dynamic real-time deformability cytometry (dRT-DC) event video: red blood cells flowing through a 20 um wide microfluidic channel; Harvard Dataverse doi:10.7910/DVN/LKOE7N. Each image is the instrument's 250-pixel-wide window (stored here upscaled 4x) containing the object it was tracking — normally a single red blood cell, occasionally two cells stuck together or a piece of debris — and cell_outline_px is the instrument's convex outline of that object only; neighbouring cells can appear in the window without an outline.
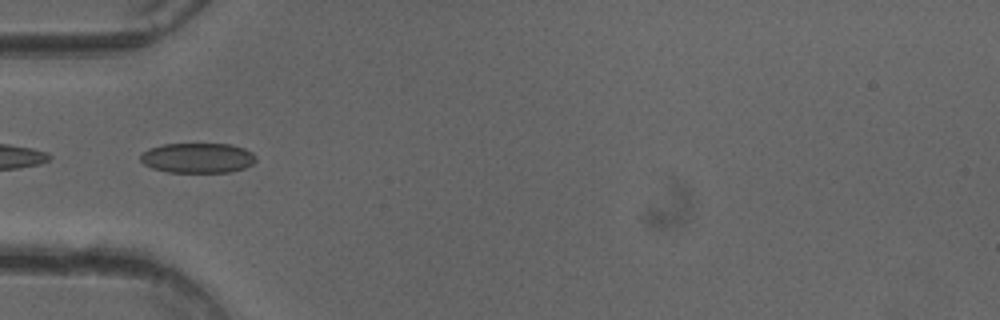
{"species": "common noctule bat (a hibernating species)", "species_latin": "Nyctalus noctula", "temperature_condition": "cold", "stored_images_in_passage": 50, "camera_frame_rate_fps": 3000, "um_per_image_px": 0.085, "animal": {"sex": "female"}, "frame": {"image": 1, "passage_image": 16, "time_ms": 5.0, "image_size_px": [1000, 320], "cell_outline_px": [[256, 160], [252, 164], [244, 168], [232, 172], [168, 172], [152, 168], [144, 164], [140, 160], [140, 156], [148, 148], [164, 144], [232, 144], [244, 148], [252, 152], [256, 156]], "centroid_in_image_um": [16.82, 13.42], "position_along_channel_um": 68.2, "area_um2": 20.29}}
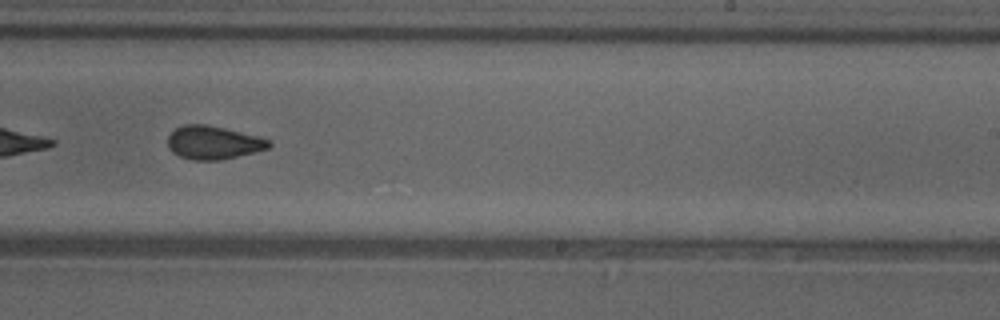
{"frame": {"image": 2, "passage_image": 31, "time_ms": 10.0, "image_size_px": [1000, 320], "cell_outline_px": [[272, 144], [268, 148], [220, 160], [192, 160], [180, 156], [172, 152], [168, 148], [168, 136], [176, 128], [184, 124], [204, 124], [224, 128], [256, 136], [268, 140]], "centroid_in_image_um": [18.07, 12.12], "position_along_channel_um": 270.9, "area_um2": 19.31}}
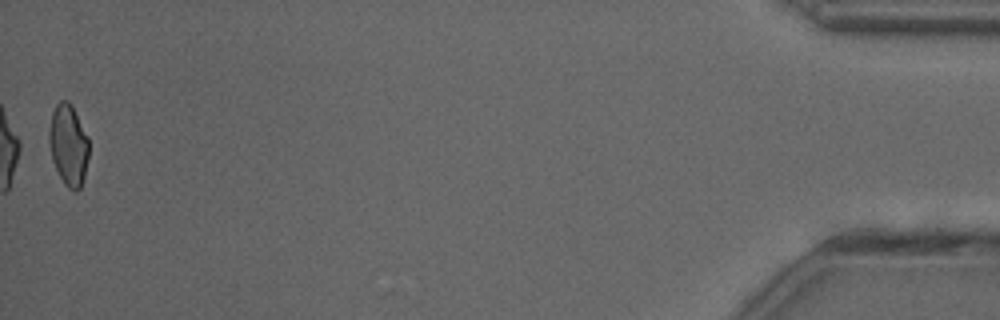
{"frame": {"image": 3, "passage_image": 50, "time_ms": 16.333, "image_size_px": [1000, 320], "cell_outline_px": [[88, 160], [84, 176], [80, 188], [76, 192], [72, 192], [64, 184], [52, 160], [48, 140], [48, 132], [52, 112], [56, 104], [60, 100], [68, 100], [88, 136]], "centroid_in_image_um": [5.8, 12.34], "position_along_channel_um": 429.4, "area_um2": 18.84}, "authors_computed_cell_mechanics": {"area_um2": 19.9988, "velocity_mm_per_s": 4.0359, "shape_relaxation_time_tau1_ms": 7.7886, "shape_relaxation_time_tau2_ms": 2.1029, "deformation_change_tau1": 0.126, "deformation_change_tau2": 0.0769}}